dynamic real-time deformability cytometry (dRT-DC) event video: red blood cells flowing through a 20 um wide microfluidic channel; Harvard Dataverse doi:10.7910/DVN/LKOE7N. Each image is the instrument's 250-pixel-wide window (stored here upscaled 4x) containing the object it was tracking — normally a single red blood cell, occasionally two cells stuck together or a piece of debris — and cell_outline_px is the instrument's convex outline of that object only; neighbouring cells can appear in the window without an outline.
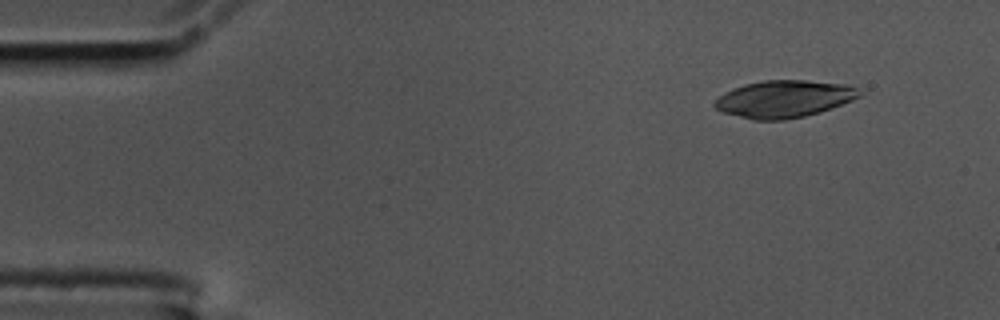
{"species": "common noctule bat (a hibernating species)", "species_latin": "Nyctalus noctula", "temperature_condition": "cold", "stored_images_in_passage": 52, "camera_frame_rate_fps": 3000, "um_per_image_px": 0.085, "animal": {"sex": "male", "body_mass_g": 17.5, "forearm_length_mm": 52.3}, "frame": {"image": 1, "passage_image": 1, "time_ms": 0.0, "image_size_px": [1000, 320], "cell_outline_px": [[868, 92], [852, 100], [820, 112], [804, 116], [784, 120], [752, 120], [724, 112], [716, 108], [712, 104], [724, 92], [732, 88], [744, 84], [764, 80], [804, 80], [848, 84]], "centroid_in_image_um": [66.69, 8.4], "position_along_channel_um": 18.3, "area_um2": 31.56}}